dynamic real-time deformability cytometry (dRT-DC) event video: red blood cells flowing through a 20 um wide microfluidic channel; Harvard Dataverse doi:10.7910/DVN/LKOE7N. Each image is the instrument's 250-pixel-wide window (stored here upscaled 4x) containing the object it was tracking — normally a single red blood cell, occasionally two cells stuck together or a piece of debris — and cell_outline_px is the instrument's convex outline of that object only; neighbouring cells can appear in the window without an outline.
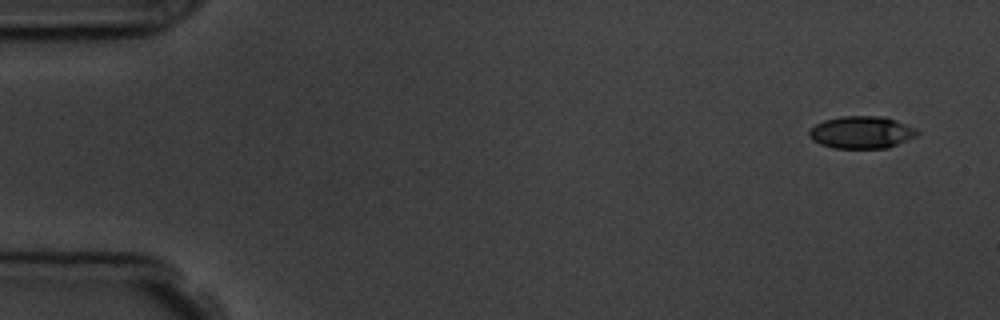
{"species": "common noctule bat (a hibernating species)", "species_latin": "Nyctalus noctula", "temperature_condition": "room temperature", "stored_images_in_passage": 4, "camera_frame_rate_fps": 3000, "um_per_image_px": 0.085, "animal": {"sex": "male", "body_mass_g": 19.5, "forearm_length_mm": 54.6}, "frame": {"image": 1, "passage_image": 1, "time_ms": 0.0, "image_size_px": [1000, 320], "cell_outline_px": [[920, 132], [916, 136], [888, 148], [832, 148], [820, 144], [812, 140], [808, 136], [808, 128], [824, 120], [840, 116], [884, 116], [896, 120], [916, 128]], "centroid_in_image_um": [73.2, 11.24], "position_along_channel_um": 11.8, "area_um2": 20.58}}
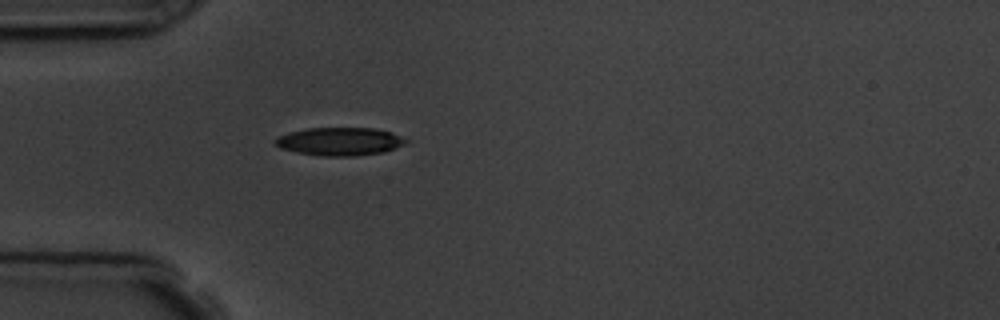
{"frame": {"image": 2, "passage_image": 4, "time_ms": 4.333, "image_size_px": [1000, 320], "cell_outline_px": [[408, 140], [404, 144], [384, 152], [356, 156], [320, 156], [296, 152], [280, 148], [272, 144], [272, 140], [276, 136], [288, 132], [308, 128], [372, 128], [392, 132]], "centroid_in_image_um": [28.8, 12.02], "position_along_channel_um": 56.2, "area_um2": 21.62}}